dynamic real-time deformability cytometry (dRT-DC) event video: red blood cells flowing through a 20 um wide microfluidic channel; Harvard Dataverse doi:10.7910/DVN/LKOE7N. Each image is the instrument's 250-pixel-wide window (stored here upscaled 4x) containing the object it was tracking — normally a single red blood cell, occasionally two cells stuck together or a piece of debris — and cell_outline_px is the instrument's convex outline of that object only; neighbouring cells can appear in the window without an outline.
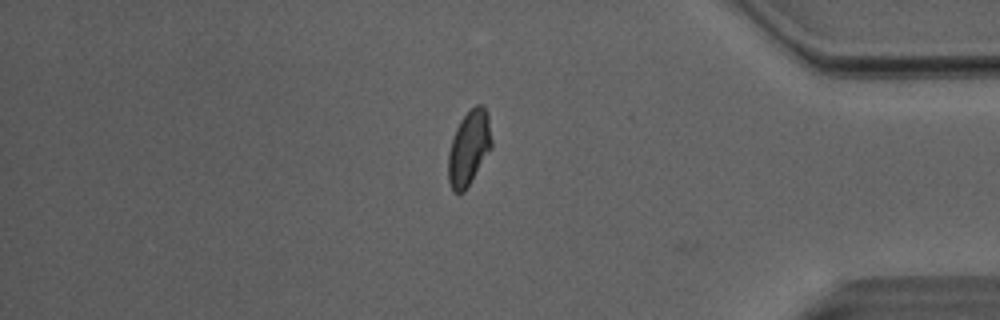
{"species": "Egyptian fruit bat (a non-hibernating species)", "species_latin": "Rousettus aegyptiacus", "temperature_condition": "room temperature", "stored_images_in_passage": 28, "camera_frame_rate_fps": 3000, "um_per_image_px": 0.085, "animal": {"sex": "male"}, "frame": {"image": 1, "passage_image": 27, "time_ms": 8.667, "image_size_px": [1000, 320], "cell_outline_px": [[492, 148], [464, 192], [456, 192], [452, 188], [448, 180], [448, 152], [456, 128], [460, 120], [476, 104], [480, 104], [488, 112], [492, 140]], "centroid_in_image_um": [39.87, 12.56], "position_along_channel_um": 395.3, "area_um2": 18.79}}